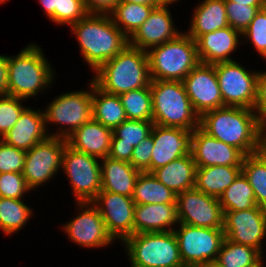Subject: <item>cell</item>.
<instances>
[{"instance_id":"cell-1","label":"cell","mask_w":266,"mask_h":267,"mask_svg":"<svg viewBox=\"0 0 266 267\" xmlns=\"http://www.w3.org/2000/svg\"><path fill=\"white\" fill-rule=\"evenodd\" d=\"M200 127L245 156L258 151L261 124L253 109L224 106L210 110L200 117Z\"/></svg>"},{"instance_id":"cell-2","label":"cell","mask_w":266,"mask_h":267,"mask_svg":"<svg viewBox=\"0 0 266 267\" xmlns=\"http://www.w3.org/2000/svg\"><path fill=\"white\" fill-rule=\"evenodd\" d=\"M70 28L77 37L83 59L94 72L129 45V38L109 14H87Z\"/></svg>"},{"instance_id":"cell-3","label":"cell","mask_w":266,"mask_h":267,"mask_svg":"<svg viewBox=\"0 0 266 267\" xmlns=\"http://www.w3.org/2000/svg\"><path fill=\"white\" fill-rule=\"evenodd\" d=\"M95 73L94 83L103 91L118 96L147 87L152 81L147 51L130 45L103 63Z\"/></svg>"},{"instance_id":"cell-4","label":"cell","mask_w":266,"mask_h":267,"mask_svg":"<svg viewBox=\"0 0 266 267\" xmlns=\"http://www.w3.org/2000/svg\"><path fill=\"white\" fill-rule=\"evenodd\" d=\"M38 45L28 44L17 56H7L8 95L28 99L53 83L54 70Z\"/></svg>"},{"instance_id":"cell-5","label":"cell","mask_w":266,"mask_h":267,"mask_svg":"<svg viewBox=\"0 0 266 267\" xmlns=\"http://www.w3.org/2000/svg\"><path fill=\"white\" fill-rule=\"evenodd\" d=\"M155 125L194 131L200 116L194 111L183 82L152 80L150 84Z\"/></svg>"},{"instance_id":"cell-6","label":"cell","mask_w":266,"mask_h":267,"mask_svg":"<svg viewBox=\"0 0 266 267\" xmlns=\"http://www.w3.org/2000/svg\"><path fill=\"white\" fill-rule=\"evenodd\" d=\"M147 51L152 80L183 81L200 63L196 41L186 32Z\"/></svg>"},{"instance_id":"cell-7","label":"cell","mask_w":266,"mask_h":267,"mask_svg":"<svg viewBox=\"0 0 266 267\" xmlns=\"http://www.w3.org/2000/svg\"><path fill=\"white\" fill-rule=\"evenodd\" d=\"M122 243L131 267H184L174 231L137 233Z\"/></svg>"},{"instance_id":"cell-8","label":"cell","mask_w":266,"mask_h":267,"mask_svg":"<svg viewBox=\"0 0 266 267\" xmlns=\"http://www.w3.org/2000/svg\"><path fill=\"white\" fill-rule=\"evenodd\" d=\"M92 86L93 80L90 81L89 91L63 93L47 105L44 111L46 130L50 123L60 127L58 132L49 136L66 139L92 118Z\"/></svg>"},{"instance_id":"cell-9","label":"cell","mask_w":266,"mask_h":267,"mask_svg":"<svg viewBox=\"0 0 266 267\" xmlns=\"http://www.w3.org/2000/svg\"><path fill=\"white\" fill-rule=\"evenodd\" d=\"M174 229L184 266L199 267L215 262L224 242L223 228H203L179 223Z\"/></svg>"},{"instance_id":"cell-10","label":"cell","mask_w":266,"mask_h":267,"mask_svg":"<svg viewBox=\"0 0 266 267\" xmlns=\"http://www.w3.org/2000/svg\"><path fill=\"white\" fill-rule=\"evenodd\" d=\"M224 106L253 109L259 71H248L235 60L214 64Z\"/></svg>"},{"instance_id":"cell-11","label":"cell","mask_w":266,"mask_h":267,"mask_svg":"<svg viewBox=\"0 0 266 267\" xmlns=\"http://www.w3.org/2000/svg\"><path fill=\"white\" fill-rule=\"evenodd\" d=\"M66 144L62 169L69 179L76 202H91L101 191L100 159Z\"/></svg>"},{"instance_id":"cell-12","label":"cell","mask_w":266,"mask_h":267,"mask_svg":"<svg viewBox=\"0 0 266 267\" xmlns=\"http://www.w3.org/2000/svg\"><path fill=\"white\" fill-rule=\"evenodd\" d=\"M66 144L64 138L48 136L26 152L22 175L31 190L51 181L62 169Z\"/></svg>"},{"instance_id":"cell-13","label":"cell","mask_w":266,"mask_h":267,"mask_svg":"<svg viewBox=\"0 0 266 267\" xmlns=\"http://www.w3.org/2000/svg\"><path fill=\"white\" fill-rule=\"evenodd\" d=\"M179 223L203 228H223L224 213L219 198L196 188L176 195Z\"/></svg>"},{"instance_id":"cell-14","label":"cell","mask_w":266,"mask_h":267,"mask_svg":"<svg viewBox=\"0 0 266 267\" xmlns=\"http://www.w3.org/2000/svg\"><path fill=\"white\" fill-rule=\"evenodd\" d=\"M223 213L225 238L254 247L263 255L262 241L266 236V209L256 205L248 210L224 211Z\"/></svg>"},{"instance_id":"cell-15","label":"cell","mask_w":266,"mask_h":267,"mask_svg":"<svg viewBox=\"0 0 266 267\" xmlns=\"http://www.w3.org/2000/svg\"><path fill=\"white\" fill-rule=\"evenodd\" d=\"M91 203L100 212L107 232L114 240L123 242L134 234L135 202L130 196L100 191Z\"/></svg>"},{"instance_id":"cell-16","label":"cell","mask_w":266,"mask_h":267,"mask_svg":"<svg viewBox=\"0 0 266 267\" xmlns=\"http://www.w3.org/2000/svg\"><path fill=\"white\" fill-rule=\"evenodd\" d=\"M79 215L65 223L64 232L73 243L88 248H102L114 242L107 232L105 222L91 202H77Z\"/></svg>"},{"instance_id":"cell-17","label":"cell","mask_w":266,"mask_h":267,"mask_svg":"<svg viewBox=\"0 0 266 267\" xmlns=\"http://www.w3.org/2000/svg\"><path fill=\"white\" fill-rule=\"evenodd\" d=\"M194 111L205 112L224 107L214 64L199 63L182 81Z\"/></svg>"},{"instance_id":"cell-18","label":"cell","mask_w":266,"mask_h":267,"mask_svg":"<svg viewBox=\"0 0 266 267\" xmlns=\"http://www.w3.org/2000/svg\"><path fill=\"white\" fill-rule=\"evenodd\" d=\"M150 134L154 145L150 173L173 160L191 154L193 131L154 124Z\"/></svg>"},{"instance_id":"cell-19","label":"cell","mask_w":266,"mask_h":267,"mask_svg":"<svg viewBox=\"0 0 266 267\" xmlns=\"http://www.w3.org/2000/svg\"><path fill=\"white\" fill-rule=\"evenodd\" d=\"M191 154L196 167L242 166L245 157L239 149L210 136L200 126L193 131Z\"/></svg>"},{"instance_id":"cell-20","label":"cell","mask_w":266,"mask_h":267,"mask_svg":"<svg viewBox=\"0 0 266 267\" xmlns=\"http://www.w3.org/2000/svg\"><path fill=\"white\" fill-rule=\"evenodd\" d=\"M180 33L174 26L168 6H157L129 38L131 47L144 51L176 38Z\"/></svg>"},{"instance_id":"cell-21","label":"cell","mask_w":266,"mask_h":267,"mask_svg":"<svg viewBox=\"0 0 266 267\" xmlns=\"http://www.w3.org/2000/svg\"><path fill=\"white\" fill-rule=\"evenodd\" d=\"M45 127V115L41 109L27 107L16 124L1 138L6 144L27 152L49 136Z\"/></svg>"},{"instance_id":"cell-22","label":"cell","mask_w":266,"mask_h":267,"mask_svg":"<svg viewBox=\"0 0 266 267\" xmlns=\"http://www.w3.org/2000/svg\"><path fill=\"white\" fill-rule=\"evenodd\" d=\"M242 35L231 26L208 32L196 40L197 52L201 63L215 64L233 61L230 55L236 50Z\"/></svg>"},{"instance_id":"cell-23","label":"cell","mask_w":266,"mask_h":267,"mask_svg":"<svg viewBox=\"0 0 266 267\" xmlns=\"http://www.w3.org/2000/svg\"><path fill=\"white\" fill-rule=\"evenodd\" d=\"M113 130L91 118L66 138L67 145L99 159L109 156Z\"/></svg>"},{"instance_id":"cell-24","label":"cell","mask_w":266,"mask_h":267,"mask_svg":"<svg viewBox=\"0 0 266 267\" xmlns=\"http://www.w3.org/2000/svg\"><path fill=\"white\" fill-rule=\"evenodd\" d=\"M179 224L176 203L136 204L134 234L173 231Z\"/></svg>"},{"instance_id":"cell-25","label":"cell","mask_w":266,"mask_h":267,"mask_svg":"<svg viewBox=\"0 0 266 267\" xmlns=\"http://www.w3.org/2000/svg\"><path fill=\"white\" fill-rule=\"evenodd\" d=\"M153 121L126 119L113 130L109 157L130 163L134 147L151 133Z\"/></svg>"},{"instance_id":"cell-26","label":"cell","mask_w":266,"mask_h":267,"mask_svg":"<svg viewBox=\"0 0 266 267\" xmlns=\"http://www.w3.org/2000/svg\"><path fill=\"white\" fill-rule=\"evenodd\" d=\"M101 191L133 196L136 180L141 173L131 163L114 160L109 156L101 159Z\"/></svg>"},{"instance_id":"cell-27","label":"cell","mask_w":266,"mask_h":267,"mask_svg":"<svg viewBox=\"0 0 266 267\" xmlns=\"http://www.w3.org/2000/svg\"><path fill=\"white\" fill-rule=\"evenodd\" d=\"M196 164L192 154H187L151 173L176 195L195 188Z\"/></svg>"},{"instance_id":"cell-28","label":"cell","mask_w":266,"mask_h":267,"mask_svg":"<svg viewBox=\"0 0 266 267\" xmlns=\"http://www.w3.org/2000/svg\"><path fill=\"white\" fill-rule=\"evenodd\" d=\"M198 4L193 12L189 31L186 32L192 39L196 41L205 33L229 26L225 0H204Z\"/></svg>"},{"instance_id":"cell-29","label":"cell","mask_w":266,"mask_h":267,"mask_svg":"<svg viewBox=\"0 0 266 267\" xmlns=\"http://www.w3.org/2000/svg\"><path fill=\"white\" fill-rule=\"evenodd\" d=\"M241 172L242 166L197 167L195 188L207 195L219 198Z\"/></svg>"},{"instance_id":"cell-30","label":"cell","mask_w":266,"mask_h":267,"mask_svg":"<svg viewBox=\"0 0 266 267\" xmlns=\"http://www.w3.org/2000/svg\"><path fill=\"white\" fill-rule=\"evenodd\" d=\"M92 118L111 130H114L127 119L119 96L103 91L94 81L92 86Z\"/></svg>"},{"instance_id":"cell-31","label":"cell","mask_w":266,"mask_h":267,"mask_svg":"<svg viewBox=\"0 0 266 267\" xmlns=\"http://www.w3.org/2000/svg\"><path fill=\"white\" fill-rule=\"evenodd\" d=\"M132 198L135 204L176 203V194L148 172L139 174Z\"/></svg>"},{"instance_id":"cell-32","label":"cell","mask_w":266,"mask_h":267,"mask_svg":"<svg viewBox=\"0 0 266 267\" xmlns=\"http://www.w3.org/2000/svg\"><path fill=\"white\" fill-rule=\"evenodd\" d=\"M157 6L119 1L109 15L114 24L130 38Z\"/></svg>"},{"instance_id":"cell-33","label":"cell","mask_w":266,"mask_h":267,"mask_svg":"<svg viewBox=\"0 0 266 267\" xmlns=\"http://www.w3.org/2000/svg\"><path fill=\"white\" fill-rule=\"evenodd\" d=\"M219 202L223 212L248 210L257 205L253 188L242 172L219 197Z\"/></svg>"},{"instance_id":"cell-34","label":"cell","mask_w":266,"mask_h":267,"mask_svg":"<svg viewBox=\"0 0 266 267\" xmlns=\"http://www.w3.org/2000/svg\"><path fill=\"white\" fill-rule=\"evenodd\" d=\"M32 213L22 199L0 197V230L6 235L16 233L27 224Z\"/></svg>"},{"instance_id":"cell-35","label":"cell","mask_w":266,"mask_h":267,"mask_svg":"<svg viewBox=\"0 0 266 267\" xmlns=\"http://www.w3.org/2000/svg\"><path fill=\"white\" fill-rule=\"evenodd\" d=\"M263 255L254 247L224 239L215 263L219 267H250Z\"/></svg>"},{"instance_id":"cell-36","label":"cell","mask_w":266,"mask_h":267,"mask_svg":"<svg viewBox=\"0 0 266 267\" xmlns=\"http://www.w3.org/2000/svg\"><path fill=\"white\" fill-rule=\"evenodd\" d=\"M242 173L253 188L257 206L266 209V161L258 152L246 155Z\"/></svg>"},{"instance_id":"cell-37","label":"cell","mask_w":266,"mask_h":267,"mask_svg":"<svg viewBox=\"0 0 266 267\" xmlns=\"http://www.w3.org/2000/svg\"><path fill=\"white\" fill-rule=\"evenodd\" d=\"M127 119L152 121L153 107L150 85L119 95Z\"/></svg>"},{"instance_id":"cell-38","label":"cell","mask_w":266,"mask_h":267,"mask_svg":"<svg viewBox=\"0 0 266 267\" xmlns=\"http://www.w3.org/2000/svg\"><path fill=\"white\" fill-rule=\"evenodd\" d=\"M22 101L24 99L11 95L0 96V139L16 124L27 108L22 105Z\"/></svg>"},{"instance_id":"cell-39","label":"cell","mask_w":266,"mask_h":267,"mask_svg":"<svg viewBox=\"0 0 266 267\" xmlns=\"http://www.w3.org/2000/svg\"><path fill=\"white\" fill-rule=\"evenodd\" d=\"M225 7L229 26L239 31L241 34L247 29L258 11L264 8L238 4L231 1H225Z\"/></svg>"},{"instance_id":"cell-40","label":"cell","mask_w":266,"mask_h":267,"mask_svg":"<svg viewBox=\"0 0 266 267\" xmlns=\"http://www.w3.org/2000/svg\"><path fill=\"white\" fill-rule=\"evenodd\" d=\"M241 36L243 40L246 38L244 42L251 40L258 54L266 60V6L258 11Z\"/></svg>"},{"instance_id":"cell-41","label":"cell","mask_w":266,"mask_h":267,"mask_svg":"<svg viewBox=\"0 0 266 267\" xmlns=\"http://www.w3.org/2000/svg\"><path fill=\"white\" fill-rule=\"evenodd\" d=\"M87 14L84 0H59L58 9H55V23L71 26Z\"/></svg>"},{"instance_id":"cell-42","label":"cell","mask_w":266,"mask_h":267,"mask_svg":"<svg viewBox=\"0 0 266 267\" xmlns=\"http://www.w3.org/2000/svg\"><path fill=\"white\" fill-rule=\"evenodd\" d=\"M29 191L32 190L27 186L22 173H0V197L23 199Z\"/></svg>"},{"instance_id":"cell-43","label":"cell","mask_w":266,"mask_h":267,"mask_svg":"<svg viewBox=\"0 0 266 267\" xmlns=\"http://www.w3.org/2000/svg\"><path fill=\"white\" fill-rule=\"evenodd\" d=\"M26 152L0 139V173H22Z\"/></svg>"},{"instance_id":"cell-44","label":"cell","mask_w":266,"mask_h":267,"mask_svg":"<svg viewBox=\"0 0 266 267\" xmlns=\"http://www.w3.org/2000/svg\"><path fill=\"white\" fill-rule=\"evenodd\" d=\"M153 147L151 134L134 147L130 163L135 169L140 172L150 173L151 152L153 151Z\"/></svg>"},{"instance_id":"cell-45","label":"cell","mask_w":266,"mask_h":267,"mask_svg":"<svg viewBox=\"0 0 266 267\" xmlns=\"http://www.w3.org/2000/svg\"><path fill=\"white\" fill-rule=\"evenodd\" d=\"M261 125H266V71L259 72L257 94L253 108Z\"/></svg>"},{"instance_id":"cell-46","label":"cell","mask_w":266,"mask_h":267,"mask_svg":"<svg viewBox=\"0 0 266 267\" xmlns=\"http://www.w3.org/2000/svg\"><path fill=\"white\" fill-rule=\"evenodd\" d=\"M120 0H84L88 14H110Z\"/></svg>"},{"instance_id":"cell-47","label":"cell","mask_w":266,"mask_h":267,"mask_svg":"<svg viewBox=\"0 0 266 267\" xmlns=\"http://www.w3.org/2000/svg\"><path fill=\"white\" fill-rule=\"evenodd\" d=\"M7 74H8L7 56L0 55V96L8 95Z\"/></svg>"},{"instance_id":"cell-48","label":"cell","mask_w":266,"mask_h":267,"mask_svg":"<svg viewBox=\"0 0 266 267\" xmlns=\"http://www.w3.org/2000/svg\"><path fill=\"white\" fill-rule=\"evenodd\" d=\"M59 0H39L43 10L50 21L55 23V9H58Z\"/></svg>"},{"instance_id":"cell-49","label":"cell","mask_w":266,"mask_h":267,"mask_svg":"<svg viewBox=\"0 0 266 267\" xmlns=\"http://www.w3.org/2000/svg\"><path fill=\"white\" fill-rule=\"evenodd\" d=\"M266 161V125H261L257 151Z\"/></svg>"},{"instance_id":"cell-50","label":"cell","mask_w":266,"mask_h":267,"mask_svg":"<svg viewBox=\"0 0 266 267\" xmlns=\"http://www.w3.org/2000/svg\"><path fill=\"white\" fill-rule=\"evenodd\" d=\"M225 1L236 2L238 4H247L249 6H255V7L266 6V0H225Z\"/></svg>"},{"instance_id":"cell-51","label":"cell","mask_w":266,"mask_h":267,"mask_svg":"<svg viewBox=\"0 0 266 267\" xmlns=\"http://www.w3.org/2000/svg\"><path fill=\"white\" fill-rule=\"evenodd\" d=\"M120 1H126L131 3H137V4H144V5H157L154 0H120Z\"/></svg>"},{"instance_id":"cell-52","label":"cell","mask_w":266,"mask_h":267,"mask_svg":"<svg viewBox=\"0 0 266 267\" xmlns=\"http://www.w3.org/2000/svg\"><path fill=\"white\" fill-rule=\"evenodd\" d=\"M154 2L158 5V6H169L175 2H179V0H154Z\"/></svg>"},{"instance_id":"cell-53","label":"cell","mask_w":266,"mask_h":267,"mask_svg":"<svg viewBox=\"0 0 266 267\" xmlns=\"http://www.w3.org/2000/svg\"><path fill=\"white\" fill-rule=\"evenodd\" d=\"M263 258L264 257H262L257 263H255L253 266H250V267H264Z\"/></svg>"},{"instance_id":"cell-54","label":"cell","mask_w":266,"mask_h":267,"mask_svg":"<svg viewBox=\"0 0 266 267\" xmlns=\"http://www.w3.org/2000/svg\"><path fill=\"white\" fill-rule=\"evenodd\" d=\"M199 267H219V266L215 262H211Z\"/></svg>"},{"instance_id":"cell-55","label":"cell","mask_w":266,"mask_h":267,"mask_svg":"<svg viewBox=\"0 0 266 267\" xmlns=\"http://www.w3.org/2000/svg\"><path fill=\"white\" fill-rule=\"evenodd\" d=\"M8 0H0V4L7 2Z\"/></svg>"}]
</instances>
